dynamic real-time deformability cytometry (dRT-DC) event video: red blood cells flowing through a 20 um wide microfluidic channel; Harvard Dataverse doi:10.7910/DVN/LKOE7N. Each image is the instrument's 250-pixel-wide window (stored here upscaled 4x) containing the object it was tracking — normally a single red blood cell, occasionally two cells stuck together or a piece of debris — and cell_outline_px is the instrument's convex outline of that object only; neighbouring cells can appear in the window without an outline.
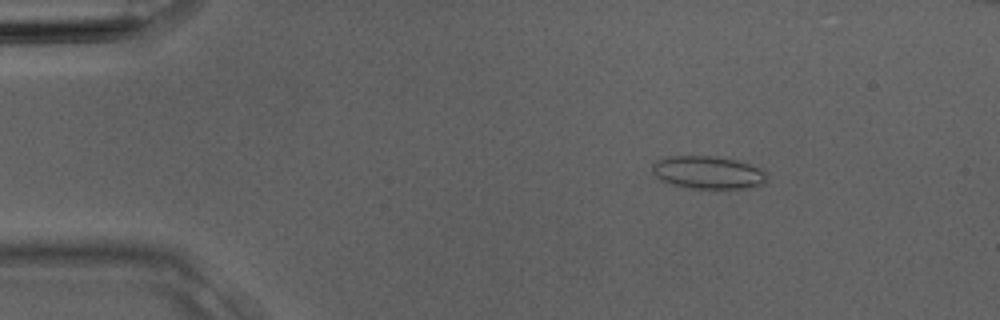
{"species": "Egyptian fruit bat (a non-hibernating species)", "species_latin": "Rousettus aegyptiacus", "temperature_condition": "room temperature", "stored_images_in_passage": 3, "camera_frame_rate_fps": 3000, "um_per_image_px": 0.085, "animal": {"sex": "male"}, "frame": {"image": 1, "passage_image": 2, "time_ms": 0.333, "image_size_px": [1000, 320], "cell_outline_px": [[764, 184], [728, 192], [692, 188], [672, 184], [656, 176], [652, 172], [652, 164], [656, 160], [668, 156], [716, 156], [736, 160], [748, 164], [764, 172]], "centroid_in_image_um": [60.16, 14.7], "position_along_channel_um": 24.8, "area_um2": 22.25}}